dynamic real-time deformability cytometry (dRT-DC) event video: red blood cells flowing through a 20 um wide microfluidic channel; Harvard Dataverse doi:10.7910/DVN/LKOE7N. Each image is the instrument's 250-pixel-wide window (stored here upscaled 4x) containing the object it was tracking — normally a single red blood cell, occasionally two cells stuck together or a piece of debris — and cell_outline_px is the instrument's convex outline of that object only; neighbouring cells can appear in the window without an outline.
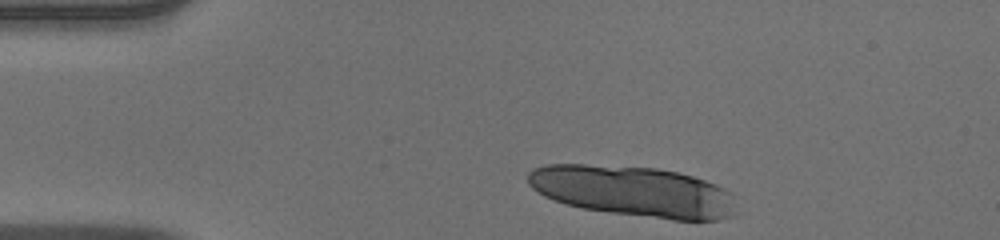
{"species": "human", "species_latin": "Homo sapiens", "temperature_condition": "warm", "stored_images_in_passage": 29, "camera_frame_rate_fps": 3000, "um_per_image_px": 0.085, "donor": {"sex": "male"}, "frame": {"image": 1, "passage_image": 1, "time_ms": 0.0, "image_size_px": [1000, 240], "cell_outline_px": [[736, 216], [716, 220], [676, 220], [612, 212], [584, 208], [568, 204], [544, 196], [532, 188], [528, 184], [528, 172], [532, 168], [544, 164], [584, 164], [656, 168], [676, 172], [692, 176], [716, 184], [732, 192]], "centroid_in_image_um": [53.85, 16.25], "position_along_channel_um": 31.2, "area_um2": 61.38}}
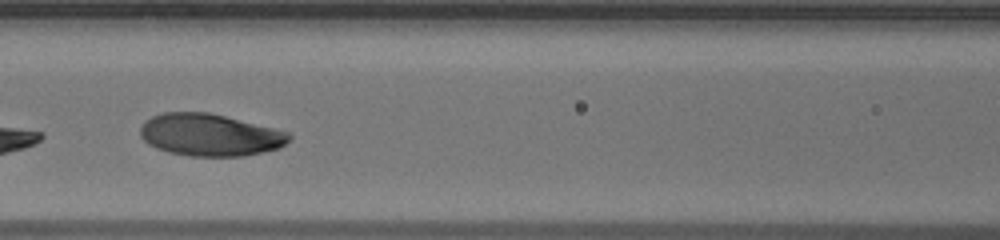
{"frame": {"image": 2, "passage_image": 15, "time_ms": 4.667, "image_size_px": [1000, 240], "cell_outline_px": [[292, 136], [280, 148], [264, 152], [244, 156], [188, 156], [168, 152], [156, 148], [148, 144], [140, 136], [140, 128], [144, 120], [152, 116], [164, 112], [208, 112], [288, 132]], "centroid_in_image_um": [17.8, 11.47], "position_along_channel_um": 148.8, "area_um2": 36.53}}
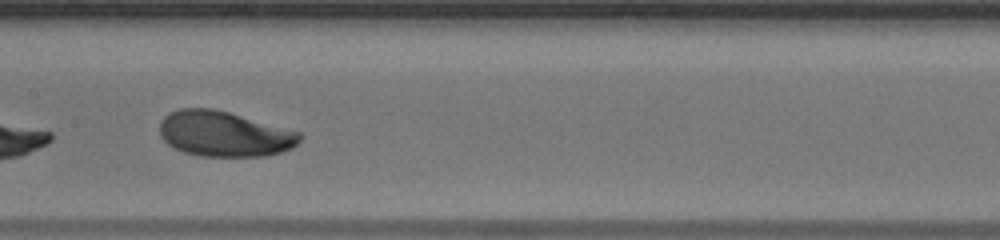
{"frame": {"image": 3, "passage_image": 18, "time_ms": 5.667, "image_size_px": [1000, 240], "cell_outline_px": [[304, 136], [292, 148], [280, 152], [264, 156], [200, 156], [184, 152], [168, 144], [160, 136], [160, 120], [164, 116], [180, 108], [212, 108], [228, 112], [300, 132]], "centroid_in_image_um": [19.05, 11.38], "position_along_channel_um": 188.3, "area_um2": 36.88}}